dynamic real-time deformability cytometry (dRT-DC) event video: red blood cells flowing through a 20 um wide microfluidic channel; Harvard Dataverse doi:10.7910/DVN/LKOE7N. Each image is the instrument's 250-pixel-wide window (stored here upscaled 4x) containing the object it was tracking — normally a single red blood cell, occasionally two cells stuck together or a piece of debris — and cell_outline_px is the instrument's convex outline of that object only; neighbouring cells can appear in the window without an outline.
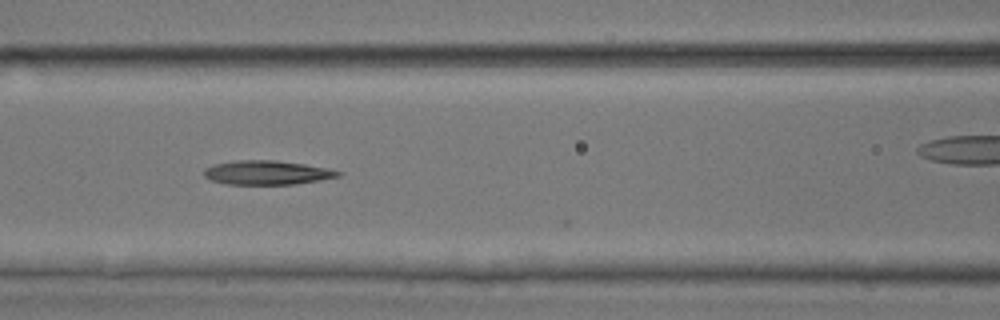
{"species": "common noctule bat (a hibernating species)", "species_latin": "Nyctalus noctula", "temperature_condition": "room temperature", "stored_images_in_passage": 8, "camera_frame_rate_fps": 3000, "um_per_image_px": 0.085, "animal": {"sex": "male", "body_mass_g": 17.9, "forearm_length_mm": 54.2}, "frame": {"image": 1, "passage_image": 6, "time_ms": 1.667, "image_size_px": [1000, 320], "cell_outline_px": [[344, 172], [340, 176], [320, 180], [296, 184], [224, 184], [212, 180], [204, 176], [204, 168], [212, 164], [236, 160], [276, 160], [332, 168]], "centroid_in_image_um": [22.72, 14.66], "position_along_channel_um": 143.9, "area_um2": 19.07}}